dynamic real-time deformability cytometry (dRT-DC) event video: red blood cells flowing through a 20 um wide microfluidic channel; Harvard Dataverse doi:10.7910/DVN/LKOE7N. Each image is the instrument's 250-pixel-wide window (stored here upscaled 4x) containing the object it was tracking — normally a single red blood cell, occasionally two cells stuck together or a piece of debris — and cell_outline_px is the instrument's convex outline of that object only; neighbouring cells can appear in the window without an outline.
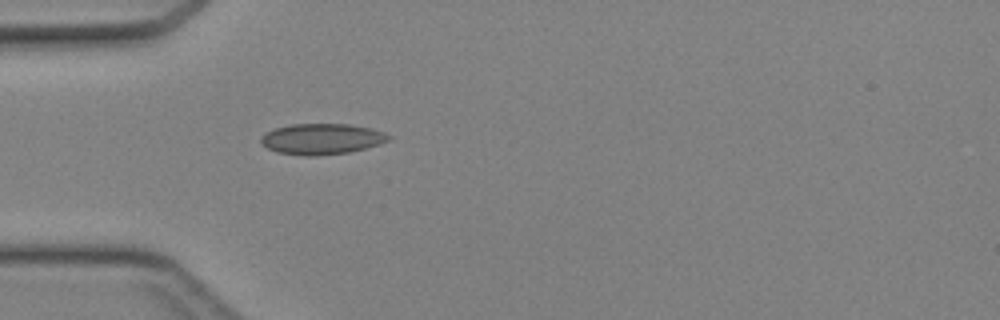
{"species": "Egyptian fruit bat (a non-hibernating species)", "species_latin": "Rousettus aegyptiacus", "temperature_condition": "cold", "stored_images_in_passage": 29, "camera_frame_rate_fps": 3000, "um_per_image_px": 0.085, "animal": {"sex": "female"}, "frame": {"image": 1, "passage_image": 1, "time_ms": 0.0, "image_size_px": [1000, 320], "cell_outline_px": [[392, 140], [380, 144], [348, 152], [316, 156], [304, 156], [276, 152], [260, 144], [260, 136], [276, 128], [292, 124], [352, 124], [372, 128], [384, 132], [392, 136]], "centroid_in_image_um": [27.37, 11.81], "position_along_channel_um": 57.6, "area_um2": 23.12}}
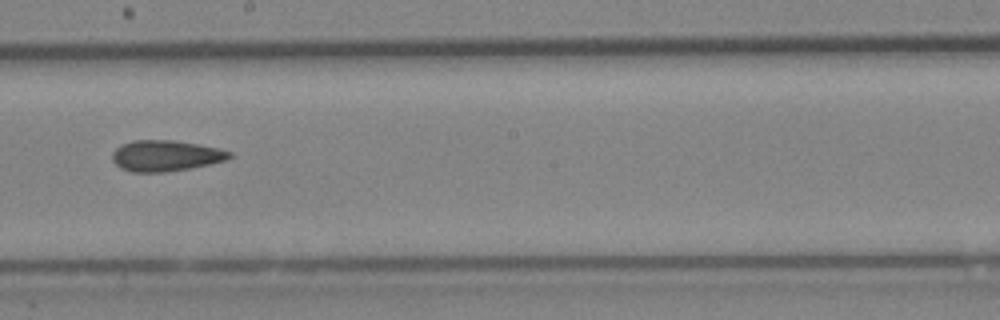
{"frame": {"image": 2, "passage_image": 13, "time_ms": 4.0, "image_size_px": [1000, 320], "cell_outline_px": [[232, 156], [228, 160], [188, 168], [164, 172], [132, 172], [120, 168], [112, 160], [112, 152], [116, 148], [132, 140], [172, 140], [200, 144], [220, 148], [232, 152]], "centroid_in_image_um": [14.09, 13.23], "position_along_channel_um": 234.1, "area_um2": 21.15}}
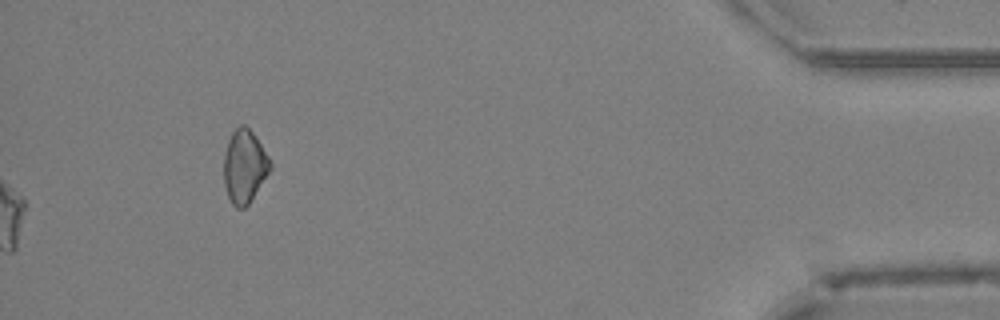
{"frame": {"image": 3, "passage_image": 29, "time_ms": 9.333, "image_size_px": [1000, 320], "cell_outline_px": [[272, 168], [248, 204], [244, 208], [236, 208], [232, 204], [228, 196], [224, 184], [224, 156], [228, 140], [232, 132], [240, 124], [244, 124], [256, 136], [268, 156], [272, 164]], "centroid_in_image_um": [20.78, 14.13], "position_along_channel_um": 414.4, "area_um2": 19.71}}